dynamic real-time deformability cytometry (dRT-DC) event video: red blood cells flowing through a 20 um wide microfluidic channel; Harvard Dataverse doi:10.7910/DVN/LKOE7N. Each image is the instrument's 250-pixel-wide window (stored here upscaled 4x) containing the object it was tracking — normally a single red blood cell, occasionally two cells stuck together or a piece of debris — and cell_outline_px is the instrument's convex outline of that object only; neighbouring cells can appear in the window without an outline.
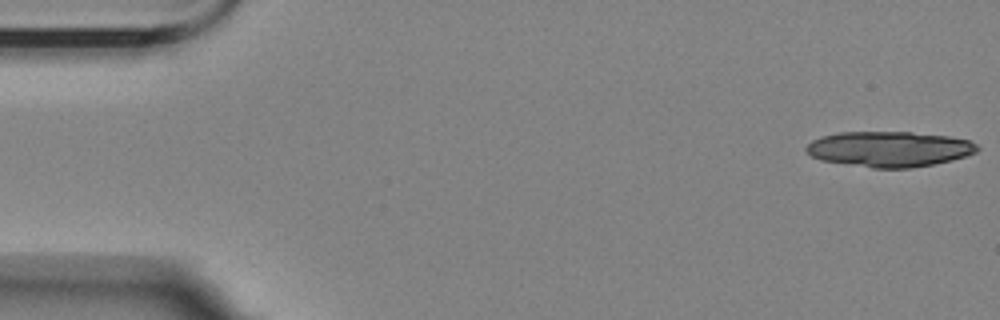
{"species": "Egyptian fruit bat (a non-hibernating species)", "species_latin": "Rousettus aegyptiacus", "temperature_condition": "room temperature", "stored_images_in_passage": 9, "camera_frame_rate_fps": 3000, "um_per_image_px": 0.085, "animal": {"sex": "female"}, "frame": {"image": 1, "passage_image": 1, "time_ms": 0.0, "image_size_px": [1000, 320], "cell_outline_px": [[980, 148], [976, 152], [952, 160], [932, 164], [908, 168], [872, 168], [820, 160], [812, 156], [804, 148], [812, 140], [820, 136], [836, 132], [912, 132], [948, 136], [968, 140], [976, 144]], "centroid_in_image_um": [75.55, 12.66], "position_along_channel_um": 9.4, "area_um2": 35.32}}